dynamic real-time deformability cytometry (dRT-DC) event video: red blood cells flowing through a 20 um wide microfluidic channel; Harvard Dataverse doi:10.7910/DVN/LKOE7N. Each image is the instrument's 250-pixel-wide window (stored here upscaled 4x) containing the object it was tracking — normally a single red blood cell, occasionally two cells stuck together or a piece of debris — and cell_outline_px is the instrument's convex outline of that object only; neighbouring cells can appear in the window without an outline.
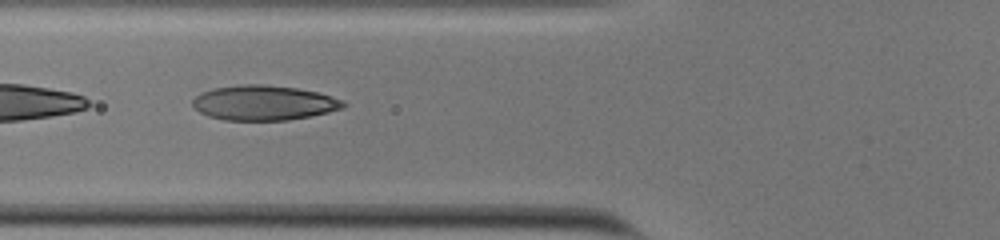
{"species": "human", "species_latin": "Homo sapiens", "temperature_condition": "cold", "stored_images_in_passage": 42, "segment_of_instrument_passage": [2, 2], "camera_frame_rate_fps": 3000, "um_per_image_px": 0.085, "donor": {"sex": "male"}, "frame": {"image": 1, "passage_image": 11, "time_ms": 3.333, "image_size_px": [1000, 240], "cell_outline_px": [[348, 104], [344, 108], [328, 112], [288, 120], [224, 120], [208, 116], [200, 112], [192, 104], [192, 100], [200, 92], [212, 88], [240, 84], [264, 84], [296, 88], [316, 92], [344, 100]], "centroid_in_image_um": [22.41, 8.73], "position_along_channel_um": 103.4, "area_um2": 30.69}}
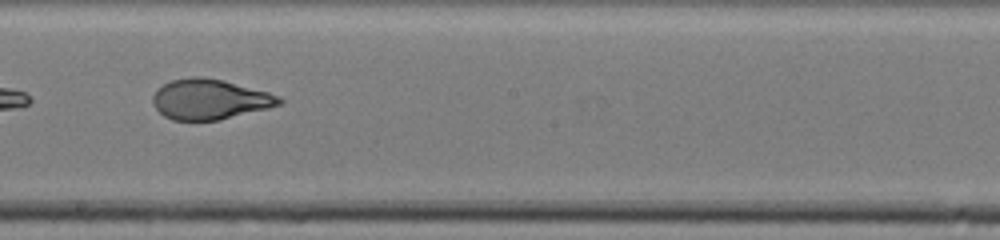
{"frame": {"image": 2, "passage_image": 21, "time_ms": 6.667, "image_size_px": [1000, 240], "cell_outline_px": [[284, 100], [280, 104], [268, 108], [220, 120], [172, 120], [164, 116], [156, 108], [152, 100], [152, 96], [164, 84], [172, 80], [192, 76], [200, 76], [220, 80], [268, 92], [280, 96]], "centroid_in_image_um": [17.83, 8.45], "position_along_channel_um": 230.4, "area_um2": 29.3}}
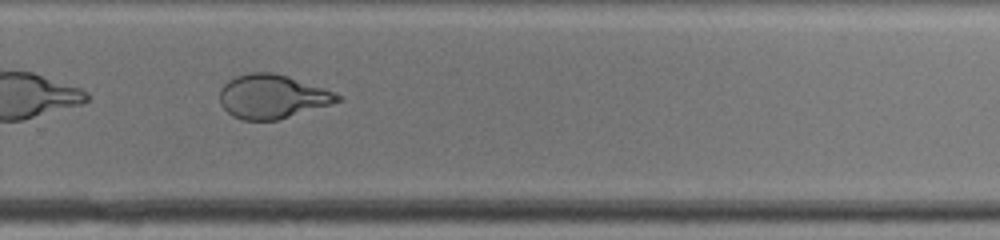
{"frame": {"image": 3, "passage_image": 27, "time_ms": 8.667, "image_size_px": [1000, 240], "cell_outline_px": [[344, 100], [276, 120], [240, 120], [232, 116], [220, 104], [220, 88], [228, 80], [236, 76], [248, 72], [272, 72], [288, 76], [332, 92], [340, 96]], "centroid_in_image_um": [23.08, 8.2], "position_along_channel_um": 306.7, "area_um2": 29.82}}